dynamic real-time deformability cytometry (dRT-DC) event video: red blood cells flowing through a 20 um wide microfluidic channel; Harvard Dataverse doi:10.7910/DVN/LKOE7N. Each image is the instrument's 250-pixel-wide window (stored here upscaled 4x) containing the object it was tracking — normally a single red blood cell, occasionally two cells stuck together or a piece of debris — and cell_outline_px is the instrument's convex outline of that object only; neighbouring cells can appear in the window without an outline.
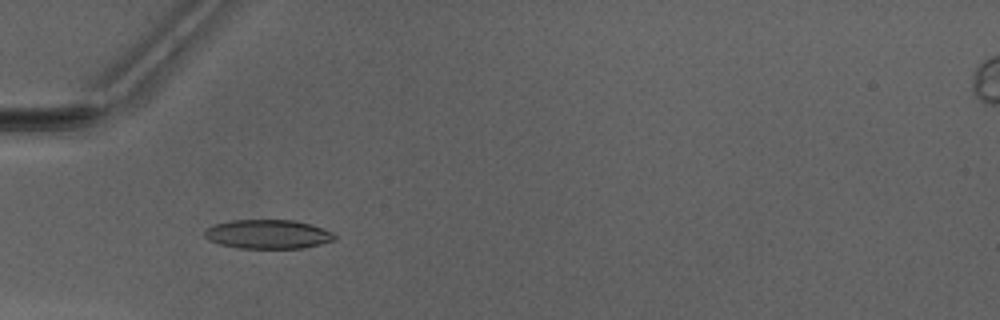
{"species": "Egyptian fruit bat (a non-hibernating species)", "species_latin": "Rousettus aegyptiacus", "temperature_condition": "warm", "stored_images_in_passage": 49, "camera_frame_rate_fps": 3000, "um_per_image_px": 0.085, "animal": {"sex": "male"}, "frame": {"image": 1, "passage_image": 16, "time_ms": 5.0, "image_size_px": [1000, 320], "cell_outline_px": [[336, 240], [304, 248], [240, 248], [220, 244], [208, 240], [204, 236], [204, 232], [208, 228], [216, 224], [232, 220], [296, 220], [312, 224], [332, 232], [336, 236]], "centroid_in_image_um": [22.81, 19.9], "position_along_channel_um": 62.2, "area_um2": 22.02}}
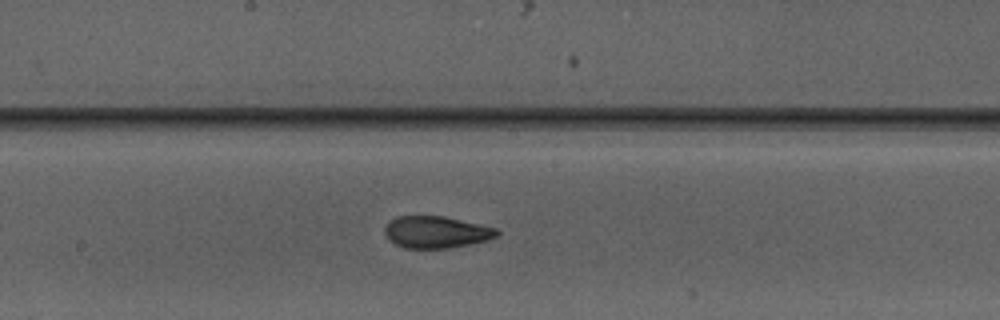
{"frame": {"image": 2, "passage_image": 27, "time_ms": 8.667, "image_size_px": [1000, 320], "cell_outline_px": [[500, 232], [496, 236], [488, 240], [452, 248], [404, 248], [388, 240], [384, 232], [384, 228], [396, 216], [444, 216], [496, 228]], "centroid_in_image_um": [37.07, 19.73], "position_along_channel_um": 211.1, "area_um2": 20.81}}
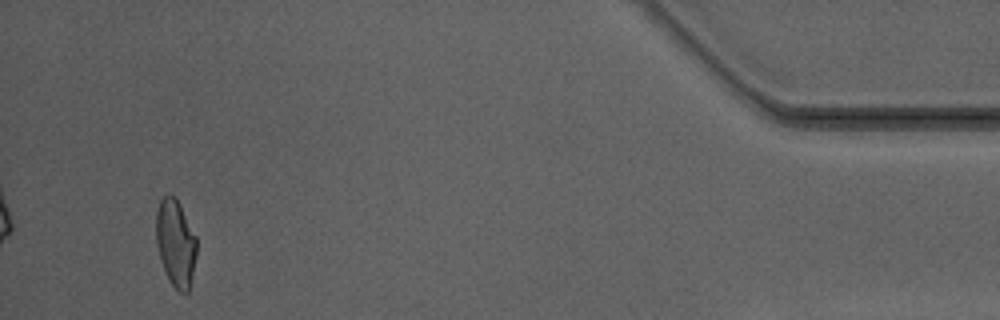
{"frame": {"image": 3, "passage_image": 47, "time_ms": 15.333, "image_size_px": [1000, 320], "cell_outline_px": [[196, 256], [192, 276], [188, 292], [180, 292], [172, 284], [160, 260], [156, 244], [156, 212], [160, 200], [168, 192], [176, 196], [196, 236]], "centroid_in_image_um": [14.92, 20.59], "position_along_channel_um": 420.3, "area_um2": 20.58}, "authors_computed_cell_mechanics": {"area_um2": 20.9236, "velocity_mm_per_s": 4.1835, "shape_relaxation_time_tau1_ms": 5.8106, "shape_relaxation_time_tau2_ms": 1.1182, "deformation_change_tau1": 0.2095, "deformation_change_tau2": 0.0623}}